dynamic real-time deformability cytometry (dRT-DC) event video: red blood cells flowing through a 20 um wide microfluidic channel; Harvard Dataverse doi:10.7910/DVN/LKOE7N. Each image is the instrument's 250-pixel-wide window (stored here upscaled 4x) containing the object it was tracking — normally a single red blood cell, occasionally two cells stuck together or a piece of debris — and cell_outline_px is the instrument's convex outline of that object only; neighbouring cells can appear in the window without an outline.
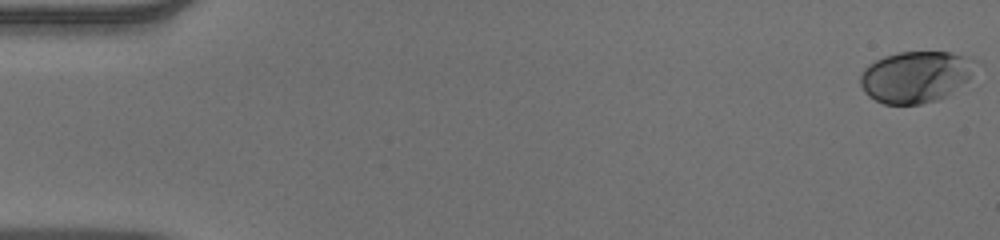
{"species": "human", "species_latin": "Homo sapiens", "temperature_condition": "warm", "stored_images_in_passage": 53, "camera_frame_rate_fps": 3000, "um_per_image_px": 0.085, "donor": {"sex": "male"}, "frame": {"image": 1, "passage_image": 1, "time_ms": 0.0, "image_size_px": [1000, 240], "cell_outline_px": [[980, 64], [968, 80], [944, 96], [936, 100], [920, 104], [884, 104], [868, 96], [864, 92], [860, 84], [860, 76], [864, 68], [868, 64], [884, 56], [900, 52], [952, 52], [980, 60]], "centroid_in_image_um": [77.86, 6.5], "position_along_channel_um": 7.1, "area_um2": 34.8}}
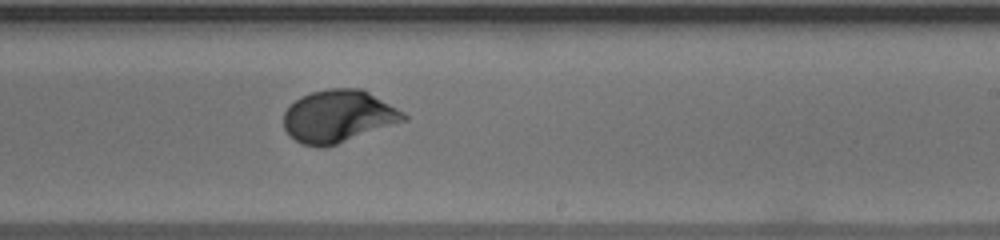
{"frame": {"image": 2, "passage_image": 33, "time_ms": 10.667, "image_size_px": [1000, 240], "cell_outline_px": [[408, 120], [324, 148], [316, 148], [304, 144], [296, 140], [284, 128], [284, 112], [300, 96], [312, 92], [328, 88], [364, 88], [404, 112], [408, 116]], "centroid_in_image_um": [28.79, 9.87], "position_along_channel_um": 260.2, "area_um2": 36.7}}
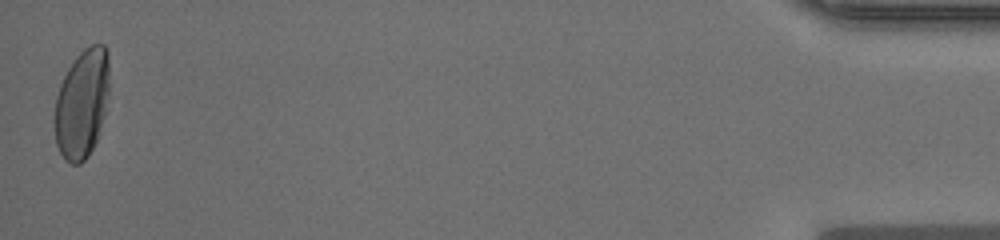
{"frame": {"image": 3, "passage_image": 53, "time_ms": 17.333, "image_size_px": [1000, 240], "cell_outline_px": [[108, 92], [104, 116], [96, 140], [88, 156], [80, 164], [72, 164], [64, 160], [56, 144], [56, 96], [60, 84], [68, 68], [76, 56], [84, 48], [92, 44], [104, 44], [108, 52]], "centroid_in_image_um": [6.97, 8.79], "position_along_channel_um": 428.2, "area_um2": 34.39}, "authors_computed_cell_mechanics": {"area_um2": 34.4488, "velocity_mm_per_s": 3.8868, "shape_relaxation_time_tau1_ms": 3.6632, "shape_relaxation_time_tau2_ms": null, "deformation_change_tau1": 0.1728, "deformation_change_tau2": null}}